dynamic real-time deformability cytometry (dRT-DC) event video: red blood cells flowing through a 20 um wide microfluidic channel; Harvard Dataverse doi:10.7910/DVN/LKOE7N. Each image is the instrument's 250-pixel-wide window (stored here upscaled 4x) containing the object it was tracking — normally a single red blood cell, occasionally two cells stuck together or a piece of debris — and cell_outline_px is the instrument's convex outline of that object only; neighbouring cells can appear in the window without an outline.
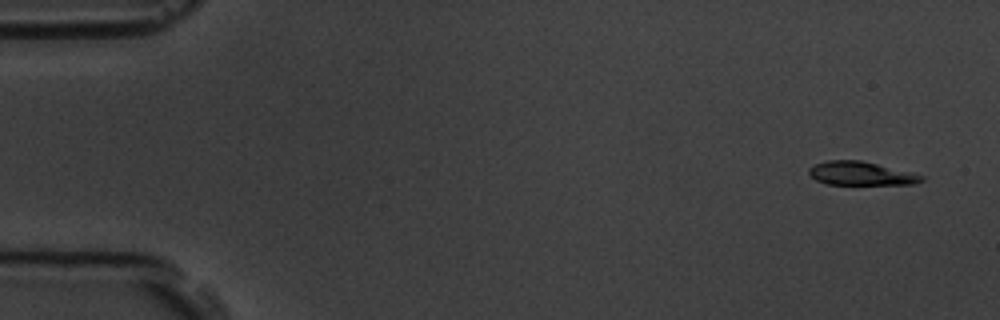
{"species": "common noctule bat (a hibernating species)", "species_latin": "Nyctalus noctula", "temperature_condition": "room temperature", "stored_images_in_passage": 5, "camera_frame_rate_fps": 3000, "um_per_image_px": 0.085, "animal": {"sex": "male", "body_mass_g": 19.5, "forearm_length_mm": 54.6}, "frame": {"image": 1, "passage_image": 1, "time_ms": 0.0, "image_size_px": [1000, 320], "cell_outline_px": [[924, 180], [916, 184], [828, 184], [816, 180], [808, 172], [808, 168], [816, 164], [828, 160], [860, 160], [912, 172], [924, 176]], "centroid_in_image_um": [73.2, 14.74], "position_along_channel_um": 11.8, "area_um2": 15.37}}
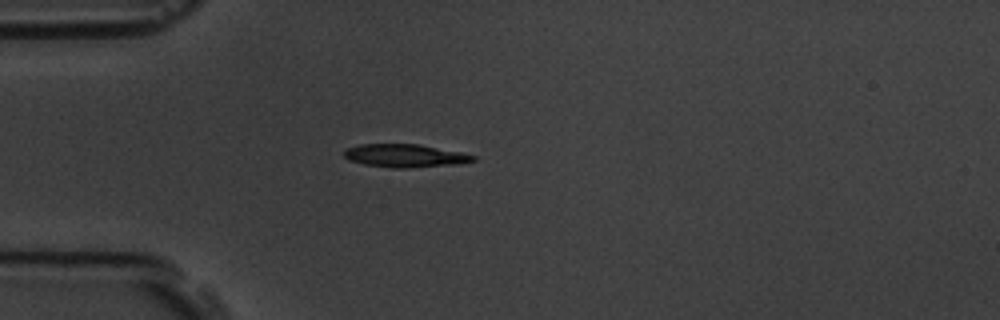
{"frame": {"image": 2, "passage_image": 4, "time_ms": 4.333, "image_size_px": [1000, 320], "cell_outline_px": [[476, 160], [460, 164], [408, 168], [392, 168], [364, 164], [348, 160], [344, 156], [344, 148], [360, 144], [420, 144], [460, 152], [476, 156]], "centroid_in_image_um": [34.41, 13.23], "position_along_channel_um": 50.6, "area_um2": 17.51}}